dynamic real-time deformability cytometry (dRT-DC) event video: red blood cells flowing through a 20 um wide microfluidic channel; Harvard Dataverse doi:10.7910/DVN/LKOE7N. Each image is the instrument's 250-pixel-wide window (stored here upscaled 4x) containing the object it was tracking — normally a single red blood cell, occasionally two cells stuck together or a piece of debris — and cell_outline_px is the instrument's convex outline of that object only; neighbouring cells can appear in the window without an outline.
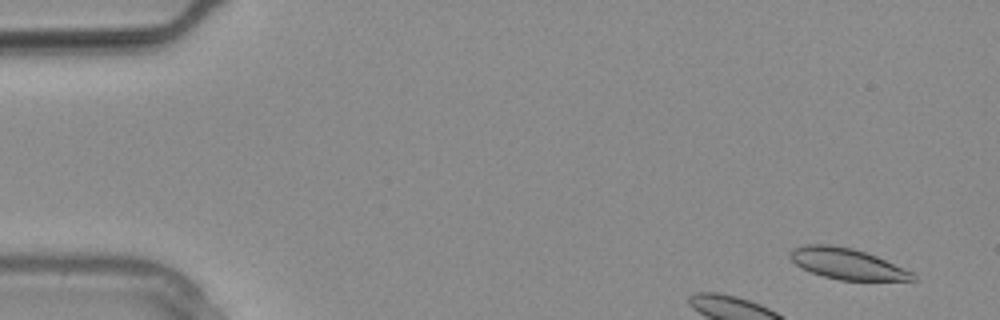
{"species": "common noctule bat (a hibernating species)", "species_latin": "Nyctalus noctula", "temperature_condition": "warm", "stored_images_in_passage": 8, "camera_frame_rate_fps": 3000, "um_per_image_px": 0.085, "animal": {"sex": "male", "body_mass_g": 20.4}, "frame": {"image": 1, "passage_image": 2, "time_ms": 0.333, "image_size_px": [1000, 320], "cell_outline_px": [[916, 280], [840, 280], [824, 276], [812, 272], [796, 264], [788, 256], [788, 252], [792, 248], [804, 244], [828, 244], [852, 248], [876, 256], [912, 272], [916, 276]], "centroid_in_image_um": [71.95, 22.4], "position_along_channel_um": 13.0, "area_um2": 21.85}}